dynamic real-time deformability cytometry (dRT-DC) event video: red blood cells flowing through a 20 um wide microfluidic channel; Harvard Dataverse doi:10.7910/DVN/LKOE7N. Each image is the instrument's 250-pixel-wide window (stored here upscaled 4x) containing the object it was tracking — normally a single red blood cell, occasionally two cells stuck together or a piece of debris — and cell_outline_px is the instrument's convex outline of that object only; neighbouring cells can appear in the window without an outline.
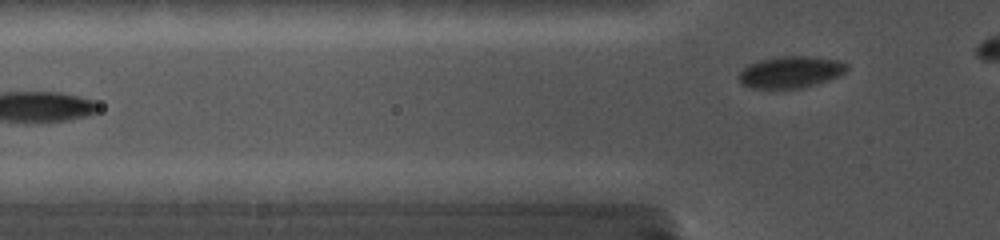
{"species": "common noctule bat (a hibernating species)", "species_latin": "Nyctalus noctula", "temperature_condition": "cold", "stored_images_in_passage": 9, "segment_of_instrument_passage": [2, 2], "camera_frame_rate_fps": 5000, "um_per_image_px": 0.085, "animal": {"sex": "female", "body_mass_g": 19.0, "forearm_length_mm": 56.7}, "frame": {"image": 1, "passage_image": 9, "time_ms": 6.6, "image_size_px": [1000, 240], "cell_outline_px": [[848, 68], [840, 76], [804, 88], [752, 88], [740, 84], [740, 72], [748, 64], [756, 60], [780, 56], [816, 56], [840, 60], [848, 64]], "centroid_in_image_um": [67.23, 6.11], "position_along_channel_um": 58.6, "area_um2": 20.23}}